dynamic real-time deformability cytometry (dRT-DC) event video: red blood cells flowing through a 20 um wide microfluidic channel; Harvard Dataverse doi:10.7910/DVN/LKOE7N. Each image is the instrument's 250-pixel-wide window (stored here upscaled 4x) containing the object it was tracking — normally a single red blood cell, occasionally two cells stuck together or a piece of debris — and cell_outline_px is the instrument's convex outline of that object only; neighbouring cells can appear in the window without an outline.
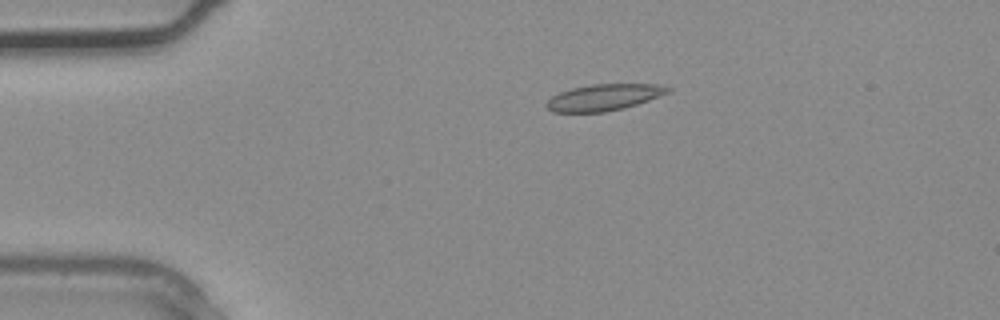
{"species": "common noctule bat (a hibernating species)", "species_latin": "Nyctalus noctula", "temperature_condition": "warm", "stored_images_in_passage": 4, "camera_frame_rate_fps": 3000, "um_per_image_px": 0.085, "animal": {"sex": "male", "body_mass_g": 20.4}, "frame": {"image": 1, "passage_image": 3, "time_ms": 0.667, "image_size_px": [1000, 320], "cell_outline_px": [[672, 88], [668, 92], [648, 100], [624, 108], [604, 112], [552, 112], [544, 104], [552, 96], [560, 92], [572, 88], [592, 84], [656, 84]], "centroid_in_image_um": [51.29, 8.27], "position_along_channel_um": 33.7, "area_um2": 18.5}}